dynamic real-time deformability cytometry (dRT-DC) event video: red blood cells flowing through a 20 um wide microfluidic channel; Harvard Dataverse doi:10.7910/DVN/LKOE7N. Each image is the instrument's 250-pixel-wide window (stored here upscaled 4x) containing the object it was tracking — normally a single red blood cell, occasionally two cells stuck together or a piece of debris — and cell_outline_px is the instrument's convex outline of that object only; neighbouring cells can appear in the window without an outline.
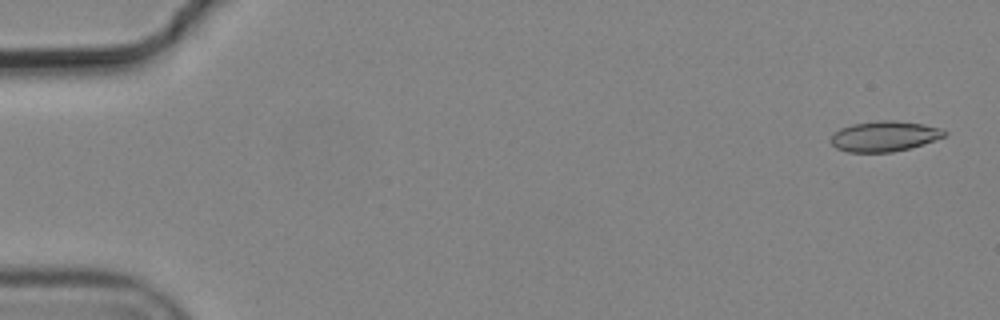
{"species": "common noctule bat (a hibernating species)", "species_latin": "Nyctalus noctula", "temperature_condition": "cold", "stored_images_in_passage": 5, "camera_frame_rate_fps": 3000, "um_per_image_px": 0.085, "animal": {"sex": "male", "body_mass_g": 19.2, "forearm_length_mm": 51.8}, "frame": {"image": 1, "passage_image": 1, "time_ms": 0.0, "image_size_px": [1000, 320], "cell_outline_px": [[948, 132], [944, 136], [924, 144], [892, 152], [848, 152], [836, 148], [828, 140], [840, 128], [852, 124], [880, 120], [892, 120], [924, 124], [940, 128]], "centroid_in_image_um": [75.16, 11.58], "position_along_channel_um": 9.8, "area_um2": 20.06}}
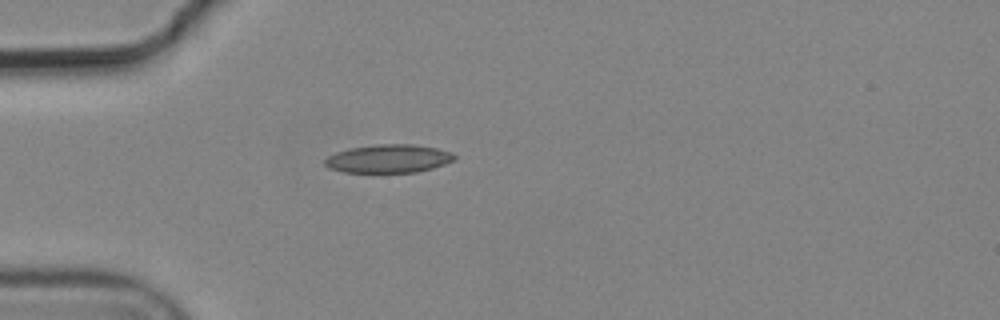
{"frame": {"image": 2, "passage_image": 5, "time_ms": 1.333, "image_size_px": [1000, 320], "cell_outline_px": [[456, 160], [432, 168], [416, 172], [344, 172], [328, 168], [324, 164], [324, 160], [328, 156], [336, 152], [348, 148], [376, 144], [412, 144], [436, 148], [452, 152], [456, 156]], "centroid_in_image_um": [33.02, 13.48], "position_along_channel_um": 52.0, "area_um2": 21.44}}